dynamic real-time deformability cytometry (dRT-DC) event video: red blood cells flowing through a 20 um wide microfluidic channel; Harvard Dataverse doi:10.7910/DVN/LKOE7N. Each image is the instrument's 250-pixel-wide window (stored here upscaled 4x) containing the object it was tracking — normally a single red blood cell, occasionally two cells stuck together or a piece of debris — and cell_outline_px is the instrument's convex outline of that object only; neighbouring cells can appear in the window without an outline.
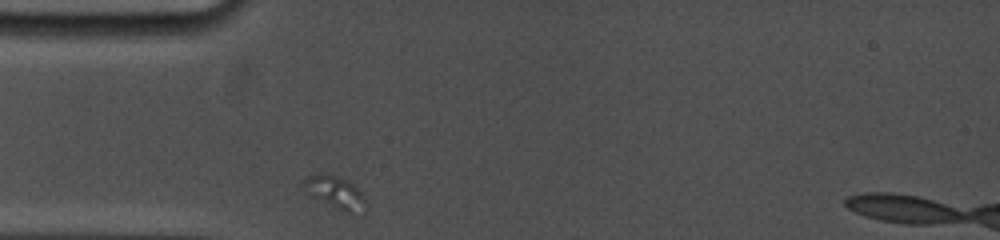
{"species": "common noctule bat (a hibernating species)", "species_latin": "Nyctalus noctula", "temperature_condition": "cold", "stored_images_in_passage": 14, "camera_frame_rate_fps": 5000, "um_per_image_px": 0.085, "animal": {"sex": "female", "body_mass_g": 19.0, "forearm_length_mm": 53.3}, "frame": {"image": 1, "passage_image": 1, "time_ms": 0.0, "image_size_px": [1000, 240], "cell_outline_px": [[364, 200], [352, 212], [344, 212], [308, 196], [300, 184], [308, 176], [328, 172], [348, 180], [364, 196]], "centroid_in_image_um": [28.31, 16.27], "position_along_channel_um": 56.7, "area_um2": 11.44}}